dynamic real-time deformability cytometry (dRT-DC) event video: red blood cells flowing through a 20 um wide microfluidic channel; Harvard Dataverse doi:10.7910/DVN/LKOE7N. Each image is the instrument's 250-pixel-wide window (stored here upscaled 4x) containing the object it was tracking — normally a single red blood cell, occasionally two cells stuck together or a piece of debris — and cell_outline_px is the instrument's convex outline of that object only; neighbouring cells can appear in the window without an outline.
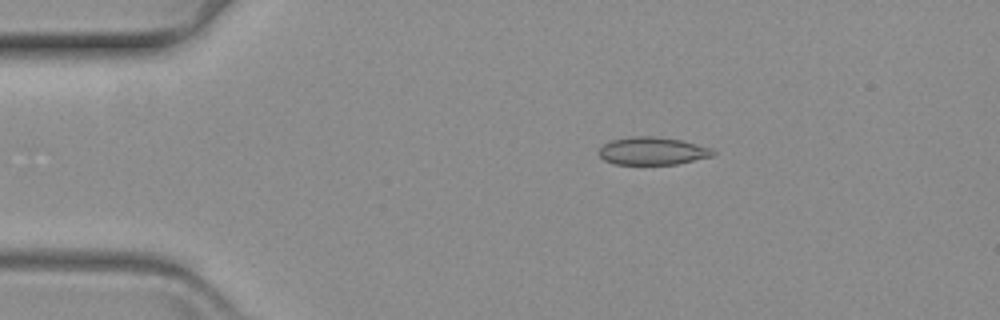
{"species": "common noctule bat (a hibernating species)", "species_latin": "Nyctalus noctula", "temperature_condition": "warm", "stored_images_in_passage": 49, "camera_frame_rate_fps": 3000, "um_per_image_px": 0.085, "animal": {"sex": "female", "body_mass_g": 19.3, "forearm_length_mm": 54.1}, "frame": {"image": 1, "passage_image": 1, "time_ms": 0.0, "image_size_px": [1000, 320], "cell_outline_px": [[716, 152], [712, 156], [676, 164], [616, 164], [604, 160], [596, 152], [604, 144], [612, 140], [632, 136], [656, 136], [680, 140], [708, 148]], "centroid_in_image_um": [55.4, 12.83], "position_along_channel_um": 29.6, "area_um2": 18.21}}
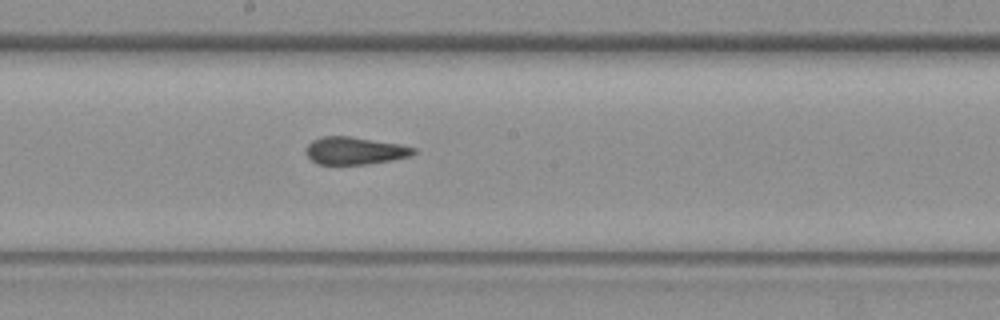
{"frame": {"image": 2, "passage_image": 22, "time_ms": 7.0, "image_size_px": [1000, 320], "cell_outline_px": [[416, 152], [412, 156], [392, 160], [368, 164], [316, 164], [308, 156], [308, 144], [312, 140], [320, 136], [348, 136], [400, 144], [416, 148]], "centroid_in_image_um": [30.19, 12.81], "position_along_channel_um": 218.0, "area_um2": 17.17}}
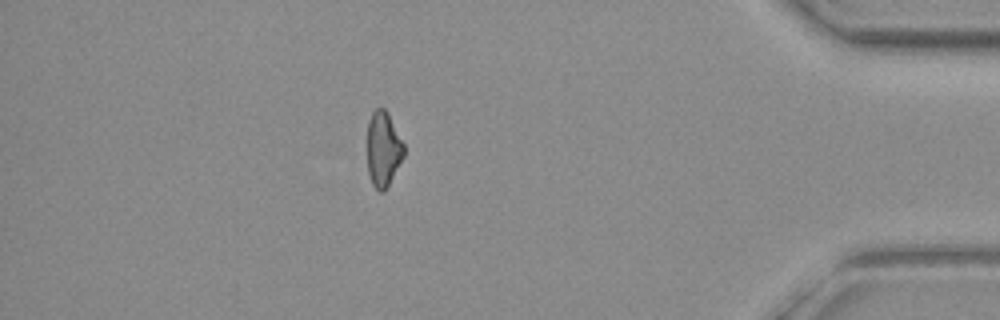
{"frame": {"image": 3, "passage_image": 42, "time_ms": 13.667, "image_size_px": [1000, 320], "cell_outline_px": [[404, 156], [384, 192], [380, 192], [372, 184], [368, 172], [368, 120], [372, 112], [376, 108], [384, 108], [388, 112], [404, 144]], "centroid_in_image_um": [32.58, 12.65], "position_along_channel_um": 402.6, "area_um2": 15.95}}